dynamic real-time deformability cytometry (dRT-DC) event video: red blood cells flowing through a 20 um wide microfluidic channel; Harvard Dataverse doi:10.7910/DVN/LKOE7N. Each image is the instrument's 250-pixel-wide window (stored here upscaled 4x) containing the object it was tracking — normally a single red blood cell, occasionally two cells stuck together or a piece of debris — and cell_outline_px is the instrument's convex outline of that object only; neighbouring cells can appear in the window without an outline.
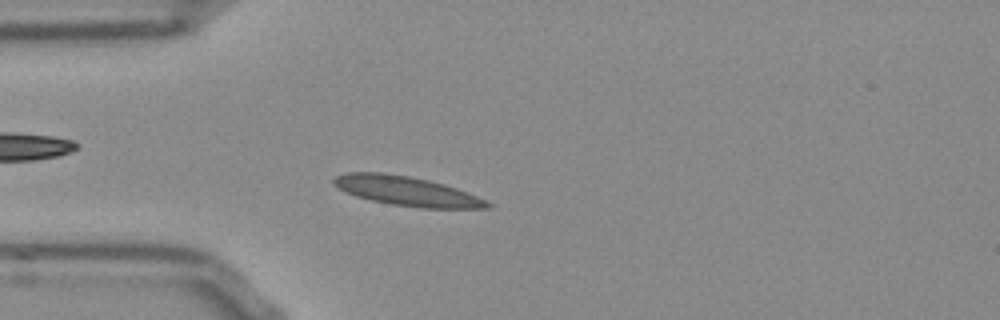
{"species": "Egyptian fruit bat (a non-hibernating species)", "species_latin": "Rousettus aegyptiacus", "temperature_condition": "room temperature", "stored_images_in_passage": 50, "camera_frame_rate_fps": 3000, "um_per_image_px": 0.085, "frame": {"image": 1, "passage_image": 11, "time_ms": 3.333, "image_size_px": [1000, 320], "cell_outline_px": [[492, 208], [420, 208], [392, 204], [372, 200], [356, 196], [344, 192], [332, 184], [332, 180], [336, 176], [348, 172], [384, 172], [408, 176], [428, 180], [444, 184], [468, 192], [488, 200], [492, 204]], "centroid_in_image_um": [34.58, 16.24], "position_along_channel_um": 50.4, "area_um2": 26.41}}
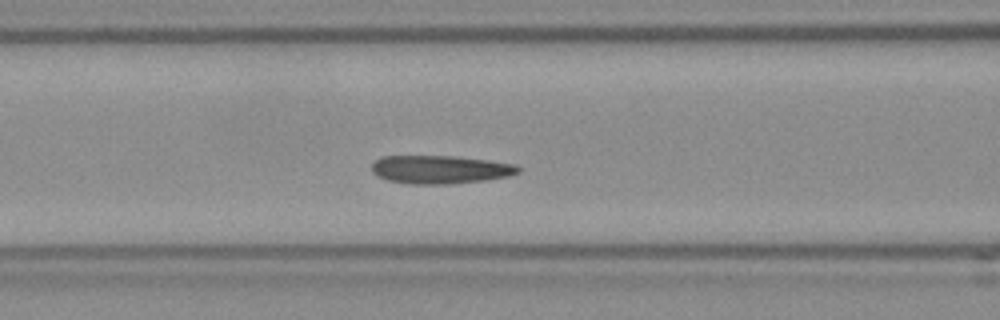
{"frame": {"image": 2, "passage_image": 18, "time_ms": 5.667, "image_size_px": [1000, 320], "cell_outline_px": [[520, 172], [508, 176], [484, 180], [448, 184], [412, 184], [388, 180], [372, 172], [372, 164], [380, 156], [452, 156], [488, 160], [516, 164], [520, 168]], "centroid_in_image_um": [37.43, 14.4], "position_along_channel_um": 129.2, "area_um2": 23.99}}
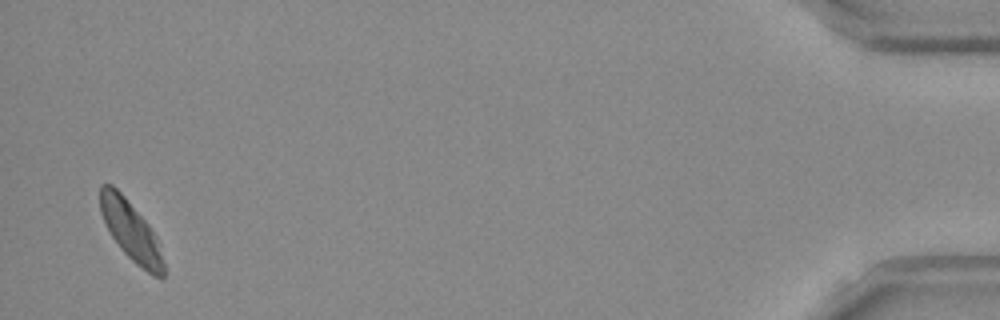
{"frame": {"image": 3, "passage_image": 49, "time_ms": 16.0, "image_size_px": [1000, 320], "cell_outline_px": [[164, 280], [160, 280], [152, 276], [136, 264], [120, 248], [112, 236], [100, 212], [100, 184], [112, 184], [124, 196], [148, 224], [156, 236], [160, 244], [164, 264]], "centroid_in_image_um": [11.16, 19.67], "position_along_channel_um": 424.0, "area_um2": 21.96}, "authors_computed_cell_mechanics": {"area_um2": 23.5246, "velocity_mm_per_s": 3.7276, "shape_relaxation_time_tau1_ms": 4.0681, "shape_relaxation_time_tau2_ms": 1.4616, "deformation_change_tau1": 0.1375, "deformation_change_tau2": 0.0793}}